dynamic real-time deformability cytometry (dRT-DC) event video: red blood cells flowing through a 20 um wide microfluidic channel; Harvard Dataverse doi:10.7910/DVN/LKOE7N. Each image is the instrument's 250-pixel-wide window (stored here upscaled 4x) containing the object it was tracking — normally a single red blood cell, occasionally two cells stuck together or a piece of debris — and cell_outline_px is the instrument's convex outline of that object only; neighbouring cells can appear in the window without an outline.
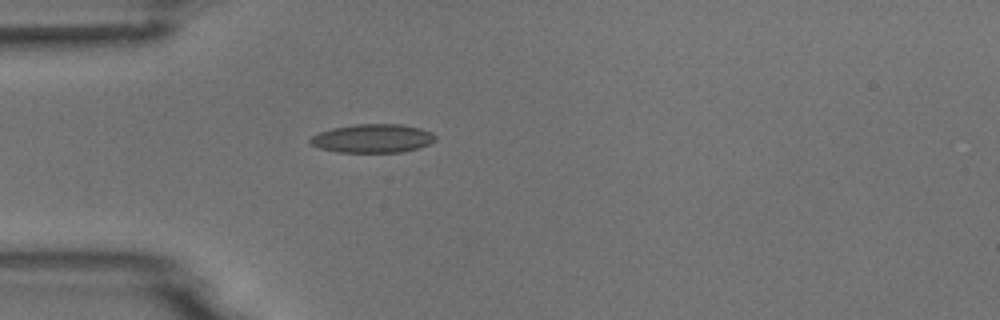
{"species": "common noctule bat (a hibernating species)", "species_latin": "Nyctalus noctula", "temperature_condition": "room temperature", "stored_images_in_passage": 5, "camera_frame_rate_fps": 3000, "um_per_image_px": 0.085, "animal": {"sex": "male", "body_mass_g": 18.8}, "frame": {"image": 1, "passage_image": 5, "time_ms": 4.667, "image_size_px": [1000, 320], "cell_outline_px": [[436, 140], [428, 144], [416, 148], [400, 152], [336, 152], [320, 148], [312, 144], [308, 140], [312, 136], [320, 132], [332, 128], [352, 124], [400, 124], [420, 128], [432, 132], [436, 136]], "centroid_in_image_um": [31.67, 11.76], "position_along_channel_um": 53.3, "area_um2": 20.81}}